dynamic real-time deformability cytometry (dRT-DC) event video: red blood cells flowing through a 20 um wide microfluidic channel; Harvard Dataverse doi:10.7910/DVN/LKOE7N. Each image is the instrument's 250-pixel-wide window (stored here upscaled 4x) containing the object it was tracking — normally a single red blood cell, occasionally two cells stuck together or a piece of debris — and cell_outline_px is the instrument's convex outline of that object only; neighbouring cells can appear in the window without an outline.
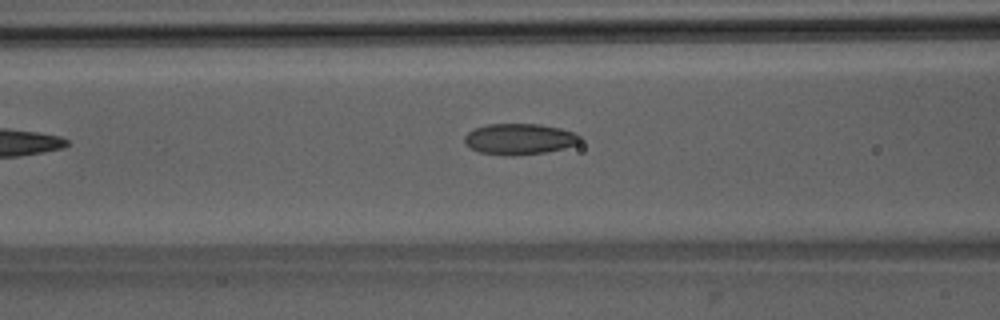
{"species": "Egyptian fruit bat (a non-hibernating species)", "species_latin": "Rousettus aegyptiacus", "temperature_condition": "room temperature", "stored_images_in_passage": 6, "camera_frame_rate_fps": 3000, "um_per_image_px": 0.085, "animal": {"sex": "male"}, "frame": {"image": 1, "passage_image": 5, "time_ms": 5.667, "image_size_px": [1000, 320], "cell_outline_px": [[580, 140], [576, 144], [564, 148], [544, 152], [512, 156], [504, 156], [480, 152], [464, 144], [464, 136], [468, 132], [476, 128], [488, 124], [540, 124], [560, 128], [572, 132], [580, 136]], "centroid_in_image_um": [44.12, 11.82], "position_along_channel_um": 122.5, "area_um2": 20.75}}